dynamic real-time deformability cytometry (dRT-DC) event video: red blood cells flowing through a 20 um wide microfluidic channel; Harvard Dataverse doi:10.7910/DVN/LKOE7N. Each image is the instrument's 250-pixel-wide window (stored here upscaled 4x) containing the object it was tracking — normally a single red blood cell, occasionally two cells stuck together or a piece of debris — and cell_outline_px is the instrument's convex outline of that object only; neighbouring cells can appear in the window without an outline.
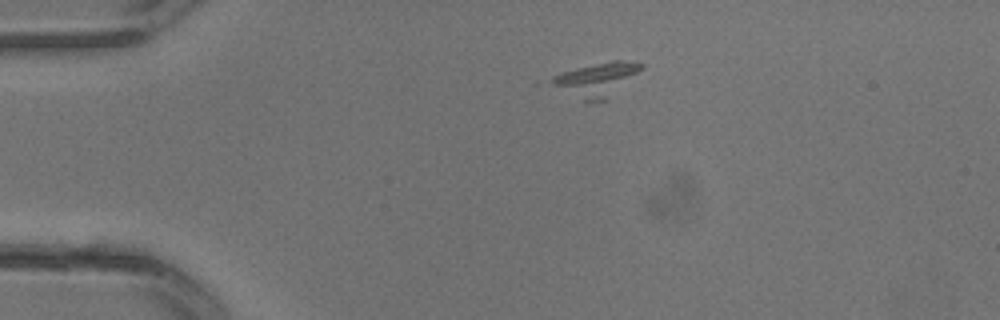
{"species": "common noctule bat (a hibernating species)", "species_latin": "Nyctalus noctula", "temperature_condition": "warm", "stored_images_in_passage": 14, "camera_frame_rate_fps": 3000, "um_per_image_px": 0.085, "animal": {"sex": "male", "body_mass_g": 13.3}, "frame": {"image": 1, "passage_image": 5, "time_ms": 1.333, "image_size_px": [1000, 320], "cell_outline_px": [[644, 68], [604, 100], [588, 104], [544, 80], [552, 76], [576, 68], [612, 60], [620, 60], [644, 64]], "centroid_in_image_um": [50.66, 6.77], "position_along_channel_um": 34.3, "area_um2": 17.46}}
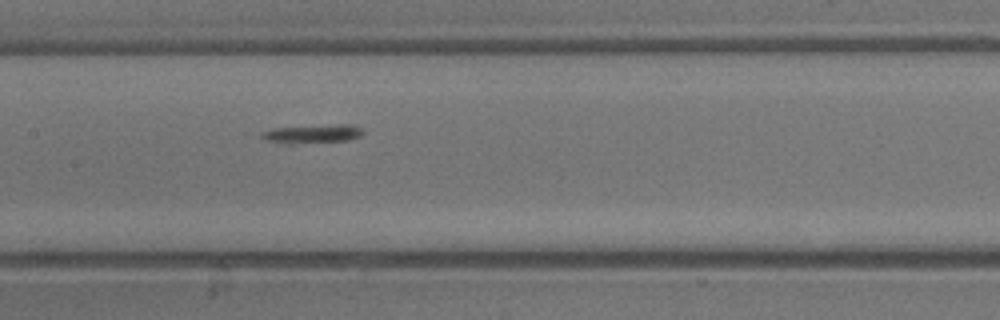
{"frame": {"image": 2, "passage_image": 14, "time_ms": 4.333, "image_size_px": [1000, 320], "cell_outline_px": [[364, 132], [360, 136], [348, 140], [288, 144], [264, 140], [260, 136], [260, 132], [272, 128], [344, 124], [352, 124], [364, 128]], "centroid_in_image_um": [26.56, 11.37], "position_along_channel_um": 180.8, "area_um2": 11.1}}